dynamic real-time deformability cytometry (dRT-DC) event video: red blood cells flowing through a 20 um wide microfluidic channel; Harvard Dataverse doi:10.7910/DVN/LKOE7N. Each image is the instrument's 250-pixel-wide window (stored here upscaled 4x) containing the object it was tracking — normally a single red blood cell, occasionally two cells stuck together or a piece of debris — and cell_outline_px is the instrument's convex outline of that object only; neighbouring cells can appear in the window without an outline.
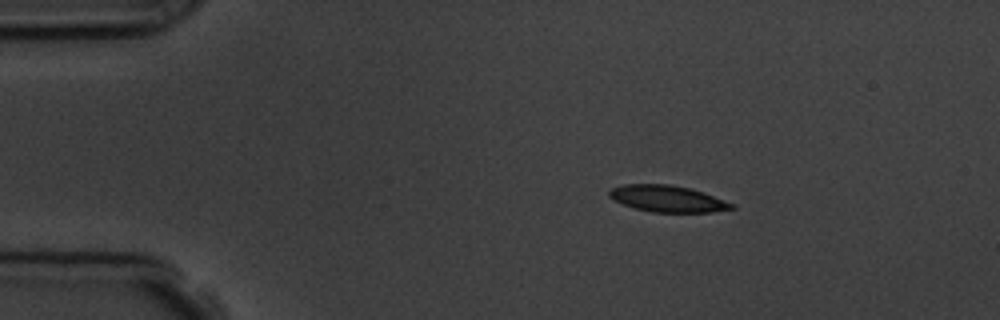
{"species": "common noctule bat (a hibernating species)", "species_latin": "Nyctalus noctula", "temperature_condition": "room temperature", "stored_images_in_passage": 2, "camera_frame_rate_fps": 3000, "um_per_image_px": 0.085, "animal": {"sex": "male", "body_mass_g": 19.5, "forearm_length_mm": 54.6}, "frame": {"image": 1, "passage_image": 1, "time_ms": 0.0, "image_size_px": [1000, 320], "cell_outline_px": [[736, 208], [712, 212], [652, 212], [636, 208], [612, 200], [608, 196], [608, 192], [612, 188], [624, 184], [668, 184], [688, 188], [704, 192], [736, 204]], "centroid_in_image_um": [56.76, 16.89], "position_along_channel_um": 28.2, "area_um2": 18.96}}